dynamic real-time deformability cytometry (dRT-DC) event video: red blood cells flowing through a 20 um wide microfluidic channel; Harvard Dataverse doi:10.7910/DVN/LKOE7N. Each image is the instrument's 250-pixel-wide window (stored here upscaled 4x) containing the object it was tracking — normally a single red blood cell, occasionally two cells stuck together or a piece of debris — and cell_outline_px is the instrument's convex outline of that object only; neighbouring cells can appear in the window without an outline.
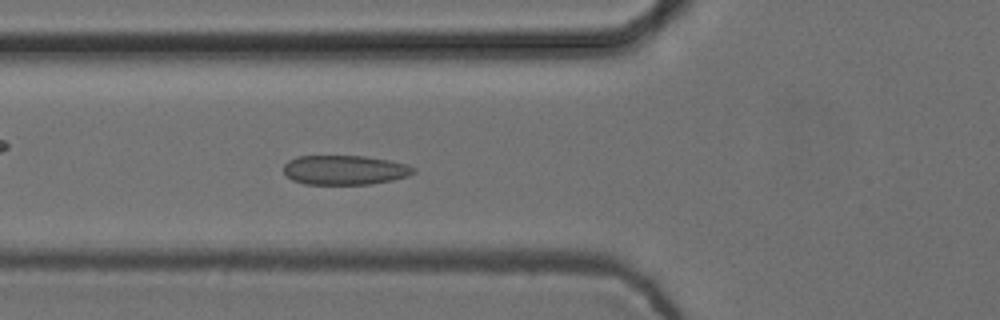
{"species": "common noctule bat (a hibernating species)", "species_latin": "Nyctalus noctula", "temperature_condition": "cold", "stored_images_in_passage": 53, "camera_frame_rate_fps": 3000, "um_per_image_px": 0.085, "animal": {"sex": "female", "body_mass_g": 24.6, "forearm_length_mm": 56.2}, "frame": {"image": 1, "passage_image": 19, "time_ms": 6.0, "image_size_px": [1000, 320], "cell_outline_px": [[416, 172], [408, 176], [392, 180], [372, 184], [304, 184], [292, 180], [284, 172], [284, 164], [288, 160], [296, 156], [364, 156], [388, 160], [408, 164], [416, 168]], "centroid_in_image_um": [29.32, 14.45], "position_along_channel_um": 96.5, "area_um2": 22.43}}
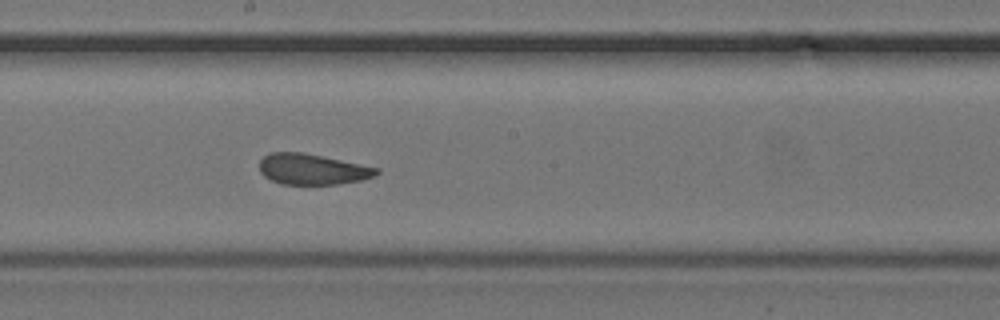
{"frame": {"image": 2, "passage_image": 29, "time_ms": 9.333, "image_size_px": [1000, 320], "cell_outline_px": [[380, 172], [376, 176], [360, 180], [336, 184], [280, 184], [264, 176], [260, 172], [260, 160], [268, 152], [304, 152], [380, 168]], "centroid_in_image_um": [26.55, 14.37], "position_along_channel_um": 221.6, "area_um2": 21.04}}
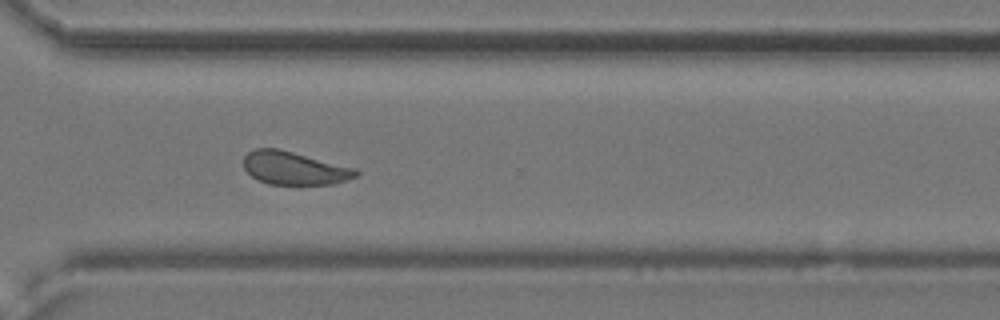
{"frame": {"image": 3, "passage_image": 39, "time_ms": 12.667, "image_size_px": [1000, 320], "cell_outline_px": [[360, 172], [356, 176], [332, 184], [268, 184], [252, 176], [244, 168], [244, 156], [248, 152], [256, 148], [280, 148], [356, 168]], "centroid_in_image_um": [25.01, 14.27], "position_along_channel_um": 345.6, "area_um2": 21.62}, "authors_computed_cell_mechanics": {"area_um2": 22.1952, "velocity_mm_per_s": 3.7355, "shape_relaxation_time_tau1_ms": 5.152, "shape_relaxation_time_tau2_ms": 1.4711, "deformation_change_tau1": 0.098, "deformation_change_tau2": 0.0727}}